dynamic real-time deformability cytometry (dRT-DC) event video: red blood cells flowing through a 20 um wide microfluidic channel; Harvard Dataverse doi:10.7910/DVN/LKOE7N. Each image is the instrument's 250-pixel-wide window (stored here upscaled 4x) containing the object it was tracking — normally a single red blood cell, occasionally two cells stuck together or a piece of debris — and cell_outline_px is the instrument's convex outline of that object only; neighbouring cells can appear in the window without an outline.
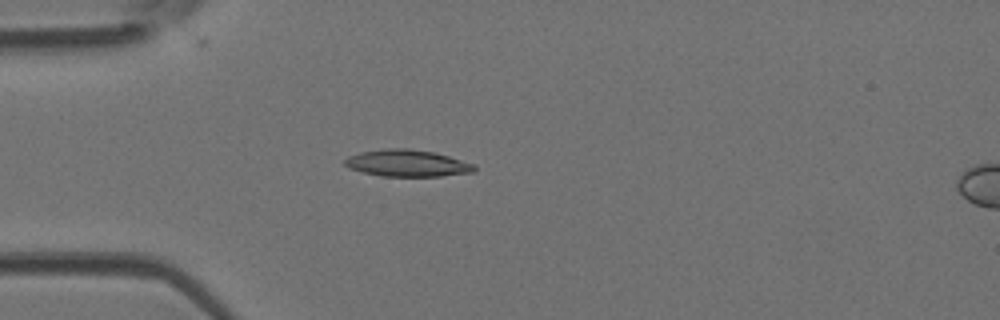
{"species": "Egyptian fruit bat (a non-hibernating species)", "species_latin": "Rousettus aegyptiacus", "temperature_condition": "room temperature", "stored_images_in_passage": 15, "camera_frame_rate_fps": 3000, "um_per_image_px": 0.085, "animal": {"sex": "female"}, "frame": {"image": 1, "passage_image": 13, "time_ms": 4.0, "image_size_px": [1000, 320], "cell_outline_px": [[476, 168], [472, 172], [440, 176], [380, 176], [348, 168], [344, 164], [344, 160], [348, 156], [360, 152], [384, 148], [408, 148], [432, 152], [448, 156], [476, 164]], "centroid_in_image_um": [34.59, 13.87], "position_along_channel_um": 50.4, "area_um2": 20.23}}